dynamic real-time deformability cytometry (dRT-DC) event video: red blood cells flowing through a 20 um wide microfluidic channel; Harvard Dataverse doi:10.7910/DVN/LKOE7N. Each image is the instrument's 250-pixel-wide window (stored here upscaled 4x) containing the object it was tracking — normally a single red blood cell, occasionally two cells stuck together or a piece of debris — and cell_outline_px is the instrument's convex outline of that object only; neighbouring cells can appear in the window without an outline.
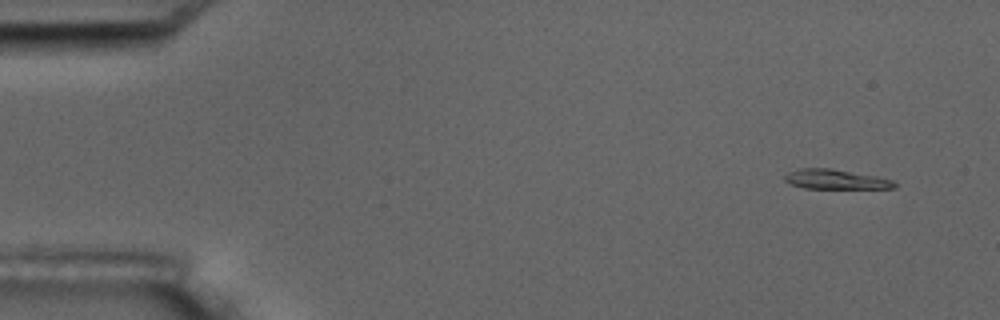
{"species": "common noctule bat (a hibernating species)", "species_latin": "Nyctalus noctula", "temperature_condition": "room temperature", "stored_images_in_passage": 17, "camera_frame_rate_fps": 3000, "um_per_image_px": 0.085, "animal": {"sex": "male", "body_mass_g": 17.5, "forearm_length_mm": 52.3}, "frame": {"image": 1, "passage_image": 2, "time_ms": 1.0, "image_size_px": [1000, 320], "cell_outline_px": [[896, 188], [804, 188], [788, 184], [784, 180], [784, 176], [788, 172], [800, 168], [832, 168], [876, 176], [892, 180], [896, 184]], "centroid_in_image_um": [70.98, 15.24], "position_along_channel_um": 14.0, "area_um2": 12.6}}
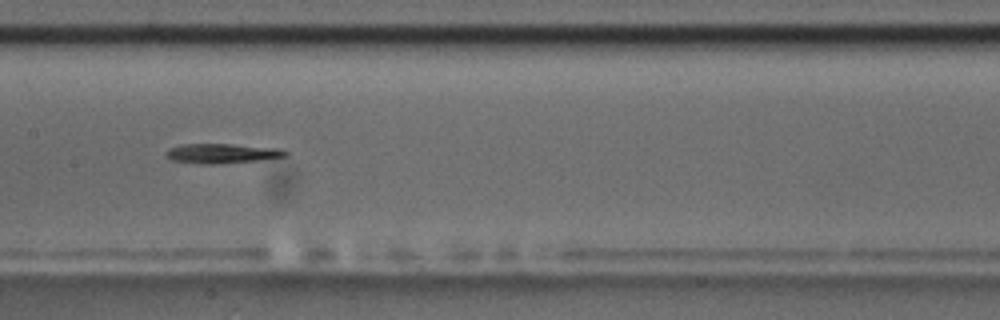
{"frame": {"image": 2, "passage_image": 9, "time_ms": 9.0, "image_size_px": [1000, 320], "cell_outline_px": [[288, 152], [284, 156], [256, 160], [212, 164], [200, 164], [172, 160], [164, 156], [164, 152], [168, 148], [180, 144], [232, 144], [280, 148]], "centroid_in_image_um": [18.77, 13.03], "position_along_channel_um": 188.6, "area_um2": 13.64}}
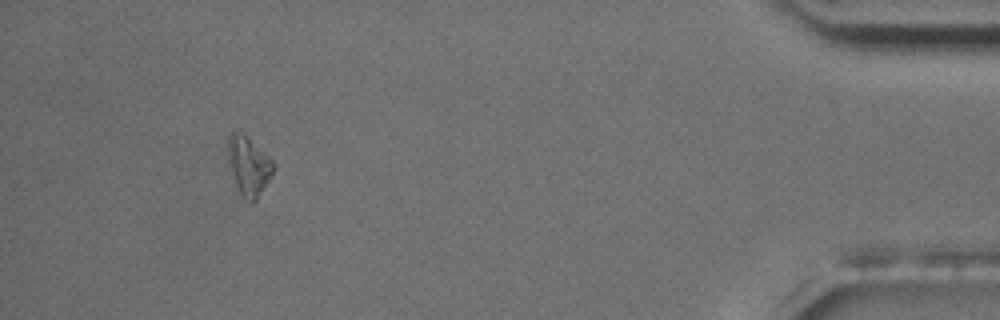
{"frame": {"image": 3, "passage_image": 16, "time_ms": 17.0, "image_size_px": [1000, 320], "cell_outline_px": [[276, 164], [268, 180], [256, 200], [252, 204], [244, 200], [236, 184], [228, 160], [228, 136], [232, 132], [236, 132], [244, 136], [272, 160]], "centroid_in_image_um": [21.13, 14.15], "position_along_channel_um": 414.1, "area_um2": 14.91}}